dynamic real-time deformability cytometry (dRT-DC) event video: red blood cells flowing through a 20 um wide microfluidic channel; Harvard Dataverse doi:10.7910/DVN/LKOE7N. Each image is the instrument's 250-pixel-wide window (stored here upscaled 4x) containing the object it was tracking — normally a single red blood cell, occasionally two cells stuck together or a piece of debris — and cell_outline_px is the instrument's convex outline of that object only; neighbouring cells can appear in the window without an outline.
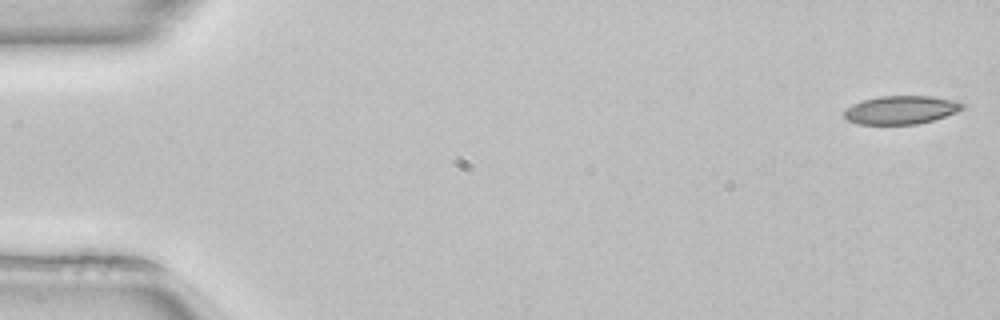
{"species": "common noctule bat (a hibernating species)", "species_latin": "Nyctalus noctula", "temperature_condition": "room temperature", "stored_images_in_passage": 50, "camera_frame_rate_fps": 3000, "um_per_image_px": 0.085, "animal": {"sex": "female", "body_mass_g": 22.7, "forearm_length_mm": 54.2}, "frame": {"image": 1, "passage_image": 1, "time_ms": 0.0, "image_size_px": [1000, 320], "cell_outline_px": [[964, 108], [956, 112], [932, 120], [916, 124], [856, 124], [848, 120], [844, 116], [844, 112], [852, 104], [864, 100], [880, 96], [932, 96], [956, 100], [964, 104]], "centroid_in_image_um": [76.59, 9.34], "position_along_channel_um": 8.4, "area_um2": 19.42}}
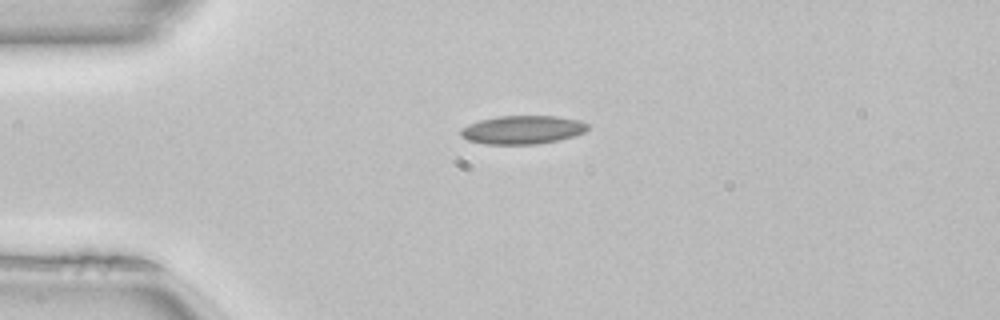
{"frame": {"image": 2, "passage_image": 12, "time_ms": 3.667, "image_size_px": [1000, 320], "cell_outline_px": [[588, 128], [584, 132], [560, 140], [540, 144], [484, 144], [468, 140], [460, 136], [460, 128], [468, 124], [480, 120], [496, 116], [556, 116], [580, 120], [588, 124]], "centroid_in_image_um": [44.39, 11.03], "position_along_channel_um": 40.6, "area_um2": 21.21}, "authors_computed_cell_mechanics": {"area_um2": 19.8543, "velocity_mm_per_s": 4.0671, "shape_relaxation_time_tau1_ms": null, "shape_relaxation_time_tau2_ms": 6.6456, "deformation_change_tau1": null, "deformation_change_tau2": 0.1186}}